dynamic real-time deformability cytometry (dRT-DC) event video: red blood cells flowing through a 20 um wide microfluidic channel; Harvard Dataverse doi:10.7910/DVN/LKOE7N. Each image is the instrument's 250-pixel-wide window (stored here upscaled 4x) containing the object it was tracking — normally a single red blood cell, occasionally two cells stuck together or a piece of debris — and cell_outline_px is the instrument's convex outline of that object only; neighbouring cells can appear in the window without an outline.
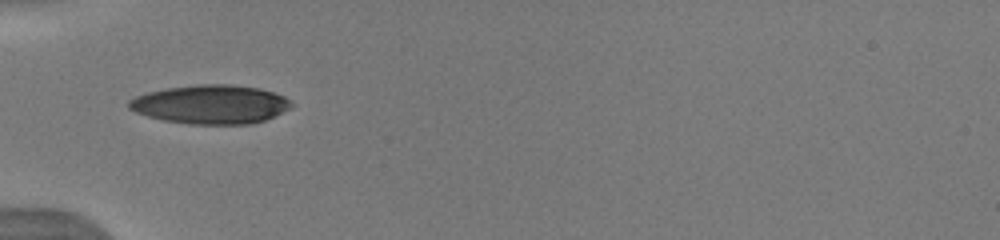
{"species": "human", "species_latin": "Homo sapiens", "temperature_condition": "warm", "stored_images_in_passage": 33, "camera_frame_rate_fps": 3000, "um_per_image_px": 0.085, "donor": {"sex": "male"}, "frame": {"image": 1, "passage_image": 1, "time_ms": 0.0, "image_size_px": [1000, 240], "cell_outline_px": [[296, 104], [292, 108], [264, 120], [252, 124], [188, 124], [164, 120], [148, 116], [136, 112], [128, 108], [128, 100], [136, 96], [148, 92], [168, 88], [196, 84], [232, 84], [260, 88], [284, 96], [292, 100]], "centroid_in_image_um": [17.95, 8.87], "position_along_channel_um": 67.0, "area_um2": 37.05}}